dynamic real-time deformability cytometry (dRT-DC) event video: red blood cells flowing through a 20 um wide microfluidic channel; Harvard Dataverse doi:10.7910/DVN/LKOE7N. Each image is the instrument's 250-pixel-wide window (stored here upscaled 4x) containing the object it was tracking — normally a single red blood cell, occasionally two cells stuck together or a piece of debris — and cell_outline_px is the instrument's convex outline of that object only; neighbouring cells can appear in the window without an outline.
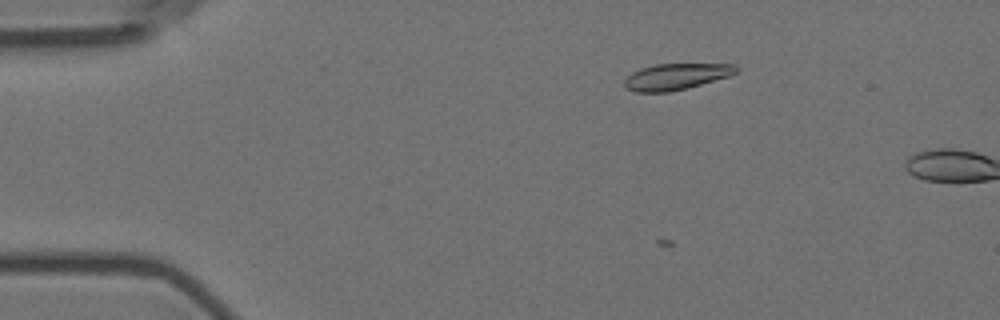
{"species": "Egyptian fruit bat (a non-hibernating species)", "species_latin": "Rousettus aegyptiacus", "temperature_condition": "room temperature", "stored_images_in_passage": 17, "camera_frame_rate_fps": 3000, "um_per_image_px": 0.085, "animal": {"sex": "female"}, "frame": {"image": 1, "passage_image": 13, "time_ms": 4.0, "image_size_px": [1000, 320], "cell_outline_px": [[736, 72], [728, 76], [688, 88], [668, 92], [636, 92], [624, 88], [624, 80], [632, 72], [640, 68], [656, 64], [736, 64]], "centroid_in_image_um": [57.41, 6.51], "position_along_channel_um": 27.6, "area_um2": 16.99}}